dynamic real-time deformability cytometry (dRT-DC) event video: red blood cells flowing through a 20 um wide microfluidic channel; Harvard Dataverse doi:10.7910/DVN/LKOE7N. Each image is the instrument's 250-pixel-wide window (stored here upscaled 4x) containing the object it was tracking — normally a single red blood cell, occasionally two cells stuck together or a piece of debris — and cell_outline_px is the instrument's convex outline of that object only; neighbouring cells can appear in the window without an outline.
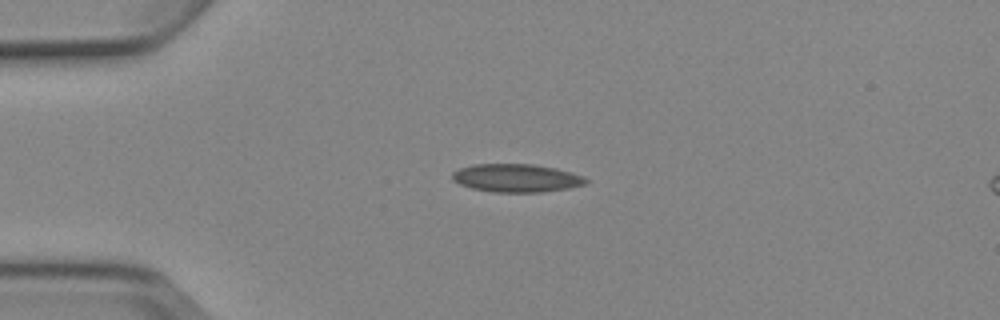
{"species": "Egyptian fruit bat (a non-hibernating species)", "species_latin": "Rousettus aegyptiacus", "temperature_condition": "cold", "stored_images_in_passage": 3, "segment_of_instrument_passage": [1, 2], "camera_frame_rate_fps": 3000, "um_per_image_px": 0.085, "animal": {"sex": "female"}, "frame": {"image": 1, "passage_image": 2, "time_ms": 1.0, "image_size_px": [1000, 320], "cell_outline_px": [[588, 184], [568, 188], [540, 192], [492, 192], [472, 188], [460, 184], [452, 180], [452, 172], [460, 168], [472, 164], [532, 164], [556, 168], [572, 172], [584, 176], [588, 180]], "centroid_in_image_um": [43.91, 15.13], "position_along_channel_um": 41.1, "area_um2": 22.02}}